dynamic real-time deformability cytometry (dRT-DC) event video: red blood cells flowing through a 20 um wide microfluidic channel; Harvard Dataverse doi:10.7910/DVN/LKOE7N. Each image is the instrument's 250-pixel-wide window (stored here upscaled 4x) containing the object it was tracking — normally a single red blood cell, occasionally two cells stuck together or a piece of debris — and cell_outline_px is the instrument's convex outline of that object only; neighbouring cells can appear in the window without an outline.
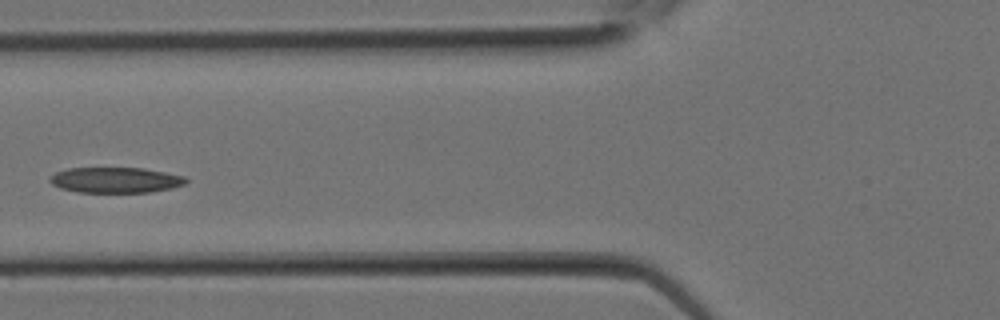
{"species": "Egyptian fruit bat (a non-hibernating species)", "species_latin": "Rousettus aegyptiacus", "temperature_condition": "room temperature", "stored_images_in_passage": 14, "camera_frame_rate_fps": 3000, "um_per_image_px": 0.085, "animal": {"sex": "female"}, "frame": {"image": 1, "passage_image": 10, "time_ms": 3.0, "image_size_px": [1000, 320], "cell_outline_px": [[188, 180], [184, 184], [172, 188], [148, 192], [80, 192], [60, 188], [52, 184], [48, 180], [56, 172], [68, 168], [144, 168], [184, 176]], "centroid_in_image_um": [9.82, 15.3], "position_along_channel_um": 116.0, "area_um2": 20.11}}
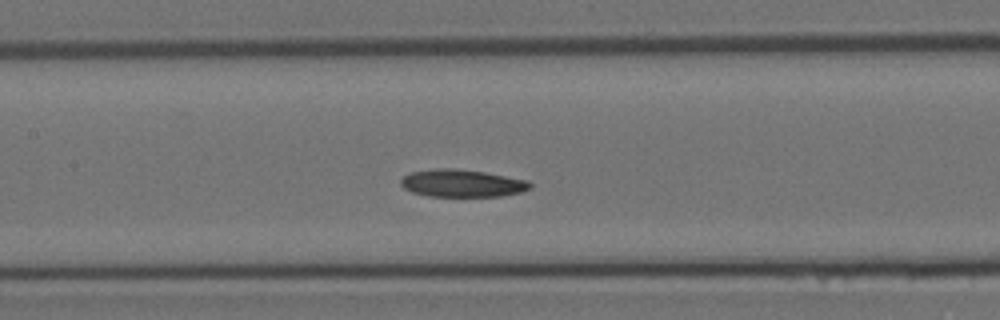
{"frame": {"image": 2, "passage_image": 12, "time_ms": 3.667, "image_size_px": [1000, 320], "cell_outline_px": [[532, 188], [520, 192], [500, 196], [428, 196], [412, 192], [404, 188], [400, 184], [400, 180], [404, 176], [412, 172], [436, 168], [456, 168], [484, 172], [528, 180], [532, 184]], "centroid_in_image_um": [39.28, 15.57], "position_along_channel_um": 168.1, "area_um2": 20.69}}
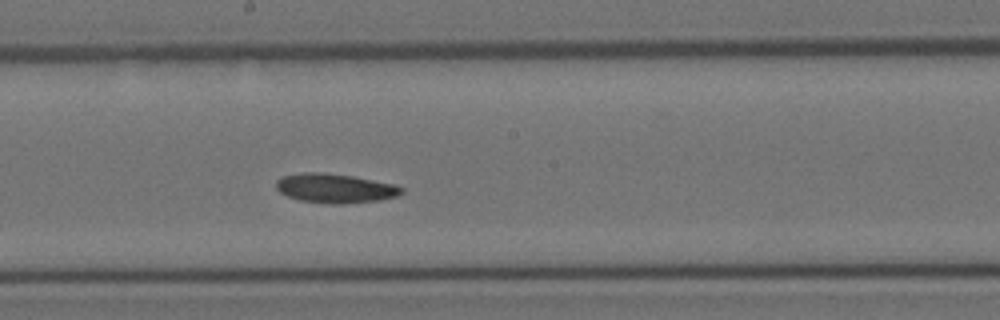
{"frame": {"image": 3, "passage_image": 14, "time_ms": 4.333, "image_size_px": [1000, 320], "cell_outline_px": [[404, 192], [396, 196], [380, 200], [340, 204], [332, 204], [300, 200], [288, 196], [280, 192], [276, 188], [276, 180], [280, 176], [304, 172], [324, 172], [352, 176], [396, 184], [404, 188]], "centroid_in_image_um": [28.48, 15.99], "position_along_channel_um": 219.7, "area_um2": 21.5}}